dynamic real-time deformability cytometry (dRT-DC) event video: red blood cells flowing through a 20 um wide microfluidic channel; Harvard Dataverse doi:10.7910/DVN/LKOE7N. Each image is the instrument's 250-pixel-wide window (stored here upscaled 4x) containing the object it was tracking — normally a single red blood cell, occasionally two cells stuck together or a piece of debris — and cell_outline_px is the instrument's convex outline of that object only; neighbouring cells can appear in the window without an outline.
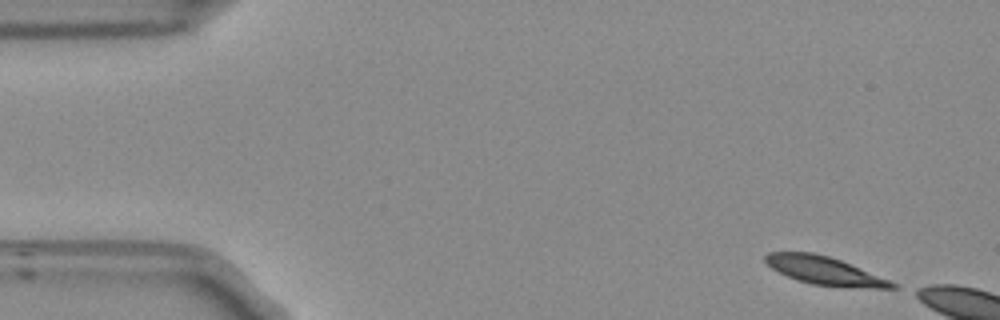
{"species": "Egyptian fruit bat (a non-hibernating species)", "species_latin": "Rousettus aegyptiacus", "temperature_condition": "room temperature", "stored_images_in_passage": 5, "camera_frame_rate_fps": 3000, "um_per_image_px": 0.085, "frame": {"image": 1, "passage_image": 1, "time_ms": 0.0, "image_size_px": [1000, 320], "cell_outline_px": [[900, 288], [844, 288], [812, 284], [796, 280], [772, 268], [764, 260], [764, 256], [768, 252], [812, 252], [828, 256], [840, 260], [888, 280], [896, 284]], "centroid_in_image_um": [70.07, 23.02], "position_along_channel_um": 14.9, "area_um2": 20.63}}